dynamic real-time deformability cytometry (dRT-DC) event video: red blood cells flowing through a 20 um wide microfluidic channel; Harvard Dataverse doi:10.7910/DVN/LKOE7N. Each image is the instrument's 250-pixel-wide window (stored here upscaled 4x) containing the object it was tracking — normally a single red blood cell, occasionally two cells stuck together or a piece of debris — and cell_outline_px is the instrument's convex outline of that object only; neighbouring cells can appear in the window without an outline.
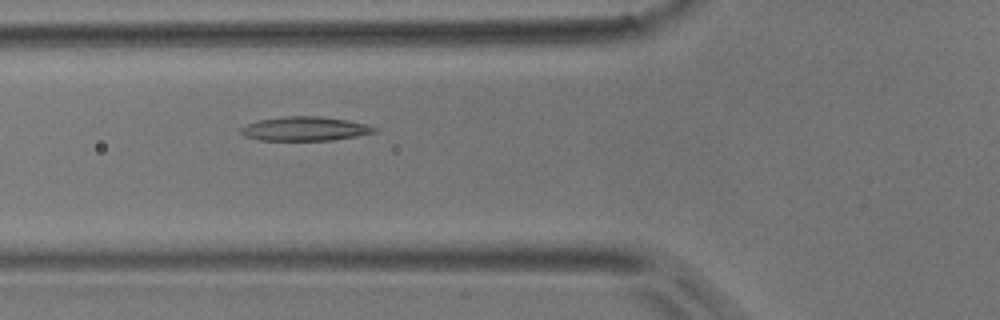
{"species": "common noctule bat (a hibernating species)", "species_latin": "Nyctalus noctula", "temperature_condition": "room temperature", "stored_images_in_passage": 3, "camera_frame_rate_fps": 3000, "um_per_image_px": 0.085, "animal": {"sex": "male", "body_mass_g": 17.9}, "frame": {"image": 1, "passage_image": 3, "time_ms": 2.333, "image_size_px": [1000, 320], "cell_outline_px": [[376, 132], [356, 136], [332, 140], [260, 140], [244, 136], [240, 132], [240, 128], [248, 124], [260, 120], [288, 116], [320, 116], [348, 120], [368, 124], [376, 128]], "centroid_in_image_um": [25.94, 10.94], "position_along_channel_um": 99.9, "area_um2": 18.61}}